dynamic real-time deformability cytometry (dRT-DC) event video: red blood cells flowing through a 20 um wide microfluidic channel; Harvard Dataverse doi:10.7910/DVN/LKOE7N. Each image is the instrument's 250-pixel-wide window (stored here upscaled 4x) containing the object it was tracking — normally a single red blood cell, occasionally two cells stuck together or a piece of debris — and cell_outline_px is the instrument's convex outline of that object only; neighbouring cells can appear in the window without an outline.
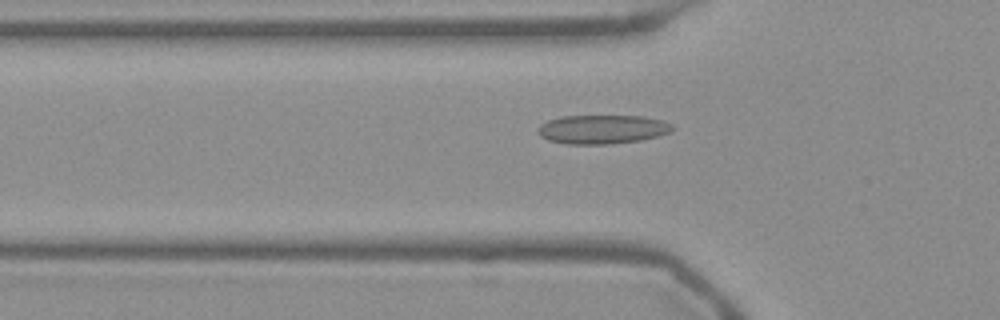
{"species": "Egyptian fruit bat (a non-hibernating species)", "species_latin": "Rousettus aegyptiacus", "temperature_condition": "warm", "stored_images_in_passage": 53, "camera_frame_rate_fps": 3000, "um_per_image_px": 0.085, "frame": {"image": 1, "passage_image": 17, "time_ms": 5.333, "image_size_px": [1000, 320], "cell_outline_px": [[676, 128], [672, 132], [660, 136], [640, 140], [612, 144], [564, 144], [548, 140], [540, 136], [536, 132], [536, 128], [540, 124], [548, 120], [560, 116], [644, 116], [664, 120], [672, 124]], "centroid_in_image_um": [51.21, 10.99], "position_along_channel_um": 74.6, "area_um2": 23.18}}
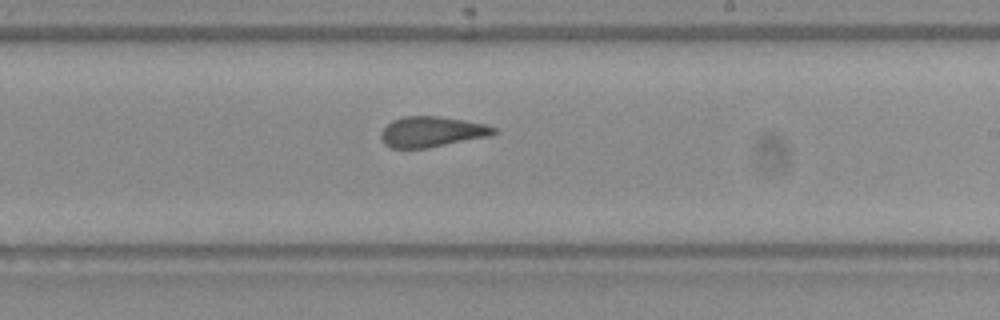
{"frame": {"image": 2, "passage_image": 31, "time_ms": 10.0, "image_size_px": [1000, 320], "cell_outline_px": [[496, 132], [492, 136], [428, 148], [392, 148], [384, 144], [380, 136], [380, 132], [392, 120], [404, 116], [440, 116], [464, 120], [484, 124], [496, 128]], "centroid_in_image_um": [36.7, 11.2], "position_along_channel_um": 252.3, "area_um2": 20.17}}
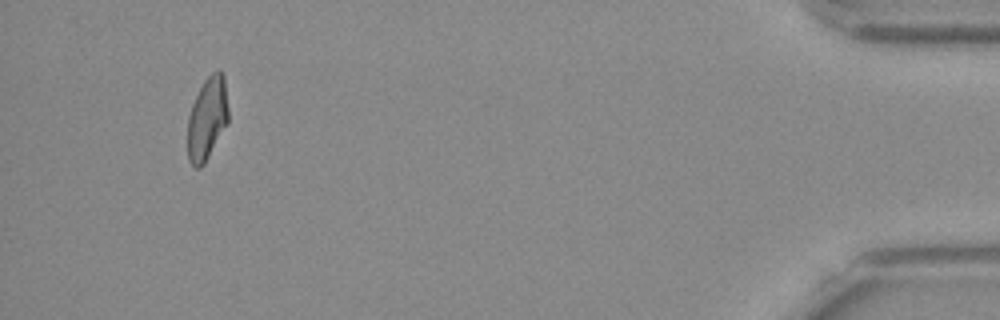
{"frame": {"image": 3, "passage_image": 50, "time_ms": 16.333, "image_size_px": [1000, 320], "cell_outline_px": [[228, 124], [204, 164], [200, 168], [196, 168], [188, 160], [188, 116], [192, 104], [204, 80], [216, 68], [220, 68], [224, 76], [228, 108]], "centroid_in_image_um": [17.63, 10.06], "position_along_channel_um": 417.6, "area_um2": 19.83}, "authors_computed_cell_mechanics": {"area_um2": 20.8658, "velocity_mm_per_s": 3.7849, "shape_relaxation_time_tau1_ms": null, "shape_relaxation_time_tau2_ms": 1.6419, "deformation_change_tau1": null, "deformation_change_tau2": 0.0856}}